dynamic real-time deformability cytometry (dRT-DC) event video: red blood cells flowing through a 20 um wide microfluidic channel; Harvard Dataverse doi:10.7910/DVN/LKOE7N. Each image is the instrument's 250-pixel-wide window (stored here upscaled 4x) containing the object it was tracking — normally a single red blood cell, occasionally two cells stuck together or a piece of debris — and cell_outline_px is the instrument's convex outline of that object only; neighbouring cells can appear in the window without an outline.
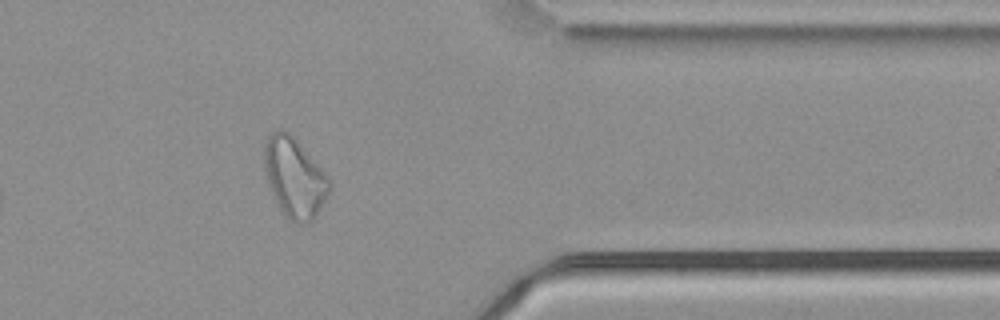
{"species": "common noctule bat (a hibernating species)", "species_latin": "Nyctalus noctula", "temperature_condition": "cold", "stored_images_in_passage": 38, "camera_frame_rate_fps": 3000, "um_per_image_px": 0.085, "animal": {"sex": "male", "body_mass_g": 21.5, "forearm_length_mm": 52.0}, "frame": {"image": 1, "passage_image": 33, "time_ms": 10.667, "image_size_px": [1000, 320], "cell_outline_px": [[332, 188], [312, 220], [308, 224], [300, 224], [284, 216], [276, 200], [264, 172], [264, 144], [268, 136], [272, 132], [280, 128], [284, 128], [296, 140], [328, 176], [332, 184]], "centroid_in_image_um": [25.03, 15.08], "position_along_channel_um": 386.4, "area_um2": 29.94}, "authors_computed_cell_mechanics": {"area_um2": 26.4724, "velocity_mm_per_s": 3.6975, "shape_relaxation_time_tau1_ms": null, "shape_relaxation_time_tau2_ms": 2.9323, "deformation_change_tau1": null, "deformation_change_tau2": 0.1066}}